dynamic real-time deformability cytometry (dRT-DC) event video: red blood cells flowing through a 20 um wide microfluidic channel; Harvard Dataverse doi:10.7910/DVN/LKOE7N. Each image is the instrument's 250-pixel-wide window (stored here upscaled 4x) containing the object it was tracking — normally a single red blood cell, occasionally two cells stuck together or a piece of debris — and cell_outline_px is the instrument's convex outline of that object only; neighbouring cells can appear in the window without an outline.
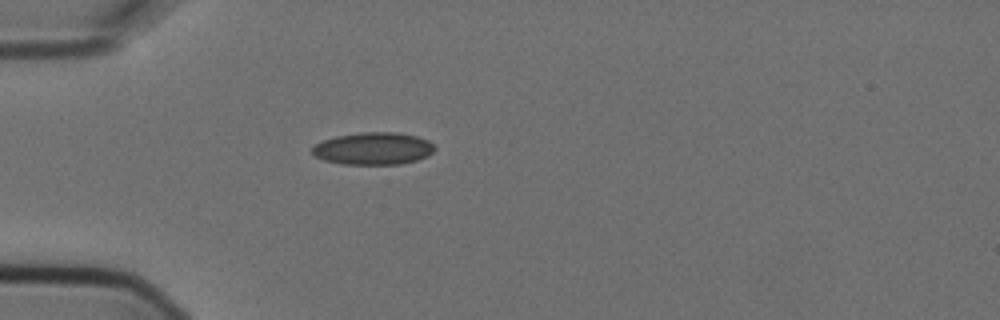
{"species": "Egyptian fruit bat (a non-hibernating species)", "species_latin": "Rousettus aegyptiacus", "temperature_condition": "cold", "stored_images_in_passage": 2, "camera_frame_rate_fps": 3000, "um_per_image_px": 0.085, "animal": {"sex": "female"}, "frame": {"image": 1, "passage_image": 1, "time_ms": 0.0, "image_size_px": [1000, 320], "cell_outline_px": [[436, 148], [428, 156], [416, 160], [400, 164], [340, 164], [324, 160], [316, 156], [312, 152], [312, 148], [316, 144], [324, 140], [336, 136], [360, 132], [400, 132], [416, 136], [428, 140]], "centroid_in_image_um": [31.74, 12.62], "position_along_channel_um": 53.3, "area_um2": 23.06}}